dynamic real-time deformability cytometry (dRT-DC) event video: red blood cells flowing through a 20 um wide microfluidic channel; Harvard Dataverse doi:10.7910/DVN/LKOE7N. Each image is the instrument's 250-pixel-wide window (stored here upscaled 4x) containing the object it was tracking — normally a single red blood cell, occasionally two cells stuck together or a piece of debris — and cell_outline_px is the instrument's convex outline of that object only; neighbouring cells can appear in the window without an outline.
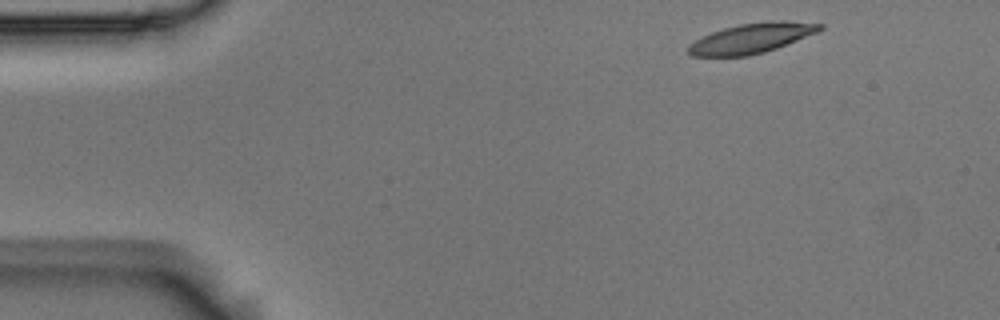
{"species": "Egyptian fruit bat (a non-hibernating species)", "species_latin": "Rousettus aegyptiacus", "temperature_condition": "room temperature", "stored_images_in_passage": 4, "camera_frame_rate_fps": 3000, "um_per_image_px": 0.085, "animal": {"sex": "male"}, "frame": {"image": 1, "passage_image": 1, "time_ms": 0.0, "image_size_px": [1000, 320], "cell_outline_px": [[824, 28], [816, 32], [776, 48], [764, 52], [748, 56], [692, 56], [688, 52], [688, 48], [696, 40], [712, 32], [724, 28], [740, 24], [768, 20], [784, 20], [824, 24]], "centroid_in_image_um": [63.91, 3.23], "position_along_channel_um": 21.1, "area_um2": 22.66}}